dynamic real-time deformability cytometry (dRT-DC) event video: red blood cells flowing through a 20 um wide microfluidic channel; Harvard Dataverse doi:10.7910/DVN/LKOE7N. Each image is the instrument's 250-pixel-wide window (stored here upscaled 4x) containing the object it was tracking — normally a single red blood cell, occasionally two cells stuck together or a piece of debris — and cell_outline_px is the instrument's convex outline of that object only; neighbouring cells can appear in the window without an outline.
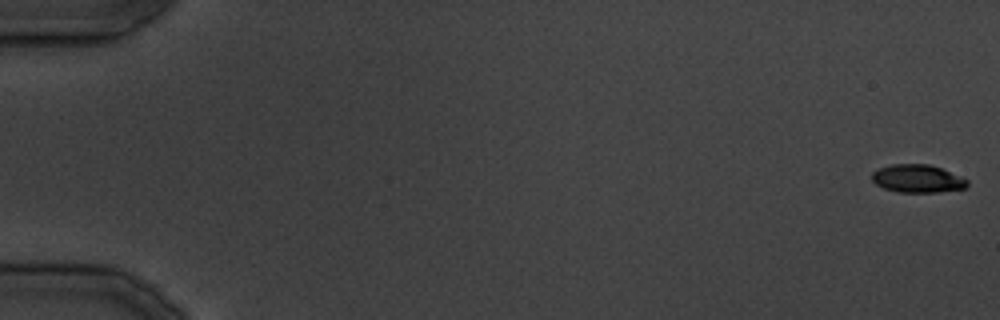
{"species": "common noctule bat (a hibernating species)", "species_latin": "Nyctalus noctula", "temperature_condition": "cold", "stored_images_in_passage": 35, "camera_frame_rate_fps": 3000, "um_per_image_px": 0.085, "animal": {"sex": "male", "body_mass_g": 19.5, "forearm_length_mm": 54.6}, "frame": {"image": 1, "passage_image": 1, "time_ms": 0.0, "image_size_px": [1000, 320], "cell_outline_px": [[968, 188], [936, 192], [896, 192], [884, 188], [876, 184], [872, 180], [872, 172], [880, 168], [892, 164], [928, 164], [940, 168], [968, 180]], "centroid_in_image_um": [77.98, 15.19], "position_along_channel_um": 7.0, "area_um2": 15.43}}
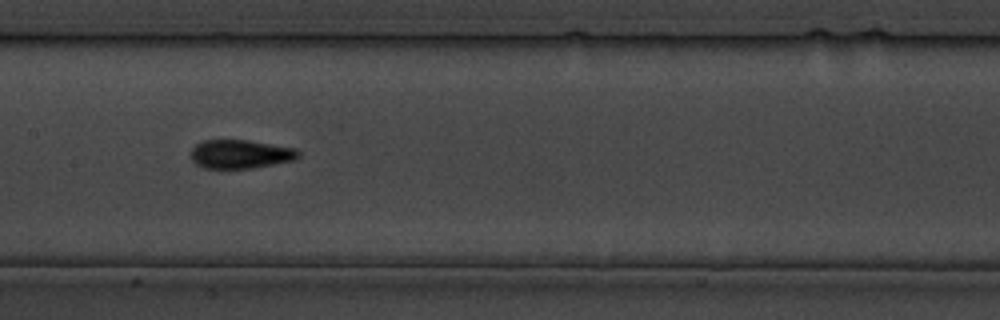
{"frame": {"image": 2, "passage_image": 19, "time_ms": 22.0, "image_size_px": [1000, 320], "cell_outline_px": [[300, 156], [296, 160], [252, 168], [204, 168], [196, 164], [192, 160], [192, 148], [196, 144], [204, 140], [248, 140], [296, 148], [300, 152]], "centroid_in_image_um": [20.47, 13.1], "position_along_channel_um": 186.9, "area_um2": 18.03}}
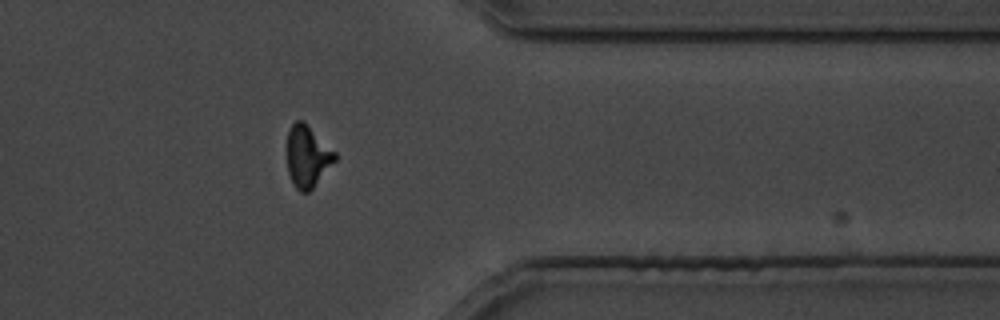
{"frame": {"image": 3, "passage_image": 30, "time_ms": 35.333, "image_size_px": [1000, 320], "cell_outline_px": [[336, 160], [312, 188], [308, 192], [300, 192], [292, 184], [288, 172], [288, 132], [292, 124], [296, 120], [304, 120], [336, 152]], "centroid_in_image_um": [26.14, 13.28], "position_along_channel_um": 385.3, "area_um2": 17.17}}